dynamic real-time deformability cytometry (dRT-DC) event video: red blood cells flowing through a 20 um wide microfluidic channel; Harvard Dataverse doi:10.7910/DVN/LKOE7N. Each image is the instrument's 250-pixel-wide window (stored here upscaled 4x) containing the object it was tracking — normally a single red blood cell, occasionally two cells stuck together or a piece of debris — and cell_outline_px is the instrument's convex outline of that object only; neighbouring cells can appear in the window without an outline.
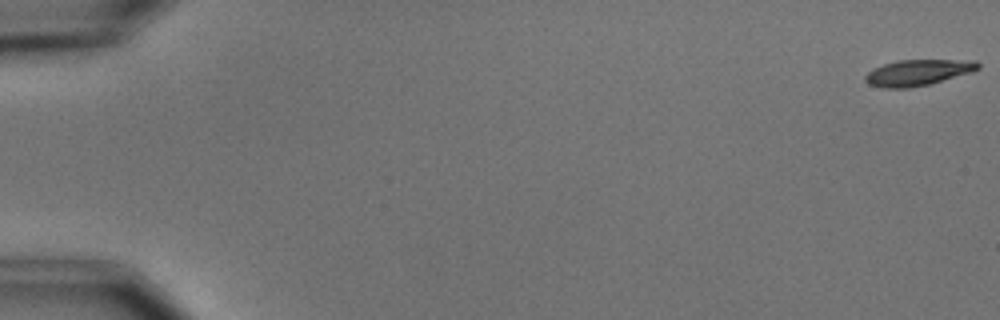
{"species": "common noctule bat (a hibernating species)", "species_latin": "Nyctalus noctula", "temperature_condition": "cold", "stored_images_in_passage": 5, "camera_frame_rate_fps": 3000, "um_per_image_px": 0.085, "animal": {"sex": "male", "body_mass_g": 15.6}, "frame": {"image": 1, "passage_image": 1, "time_ms": 0.0, "image_size_px": [1000, 320], "cell_outline_px": [[980, 68], [972, 72], [928, 84], [908, 88], [880, 88], [868, 84], [864, 80], [864, 76], [872, 68], [896, 60], [976, 60], [980, 64]], "centroid_in_image_um": [77.99, 6.16], "position_along_channel_um": 7.0, "area_um2": 17.17}}